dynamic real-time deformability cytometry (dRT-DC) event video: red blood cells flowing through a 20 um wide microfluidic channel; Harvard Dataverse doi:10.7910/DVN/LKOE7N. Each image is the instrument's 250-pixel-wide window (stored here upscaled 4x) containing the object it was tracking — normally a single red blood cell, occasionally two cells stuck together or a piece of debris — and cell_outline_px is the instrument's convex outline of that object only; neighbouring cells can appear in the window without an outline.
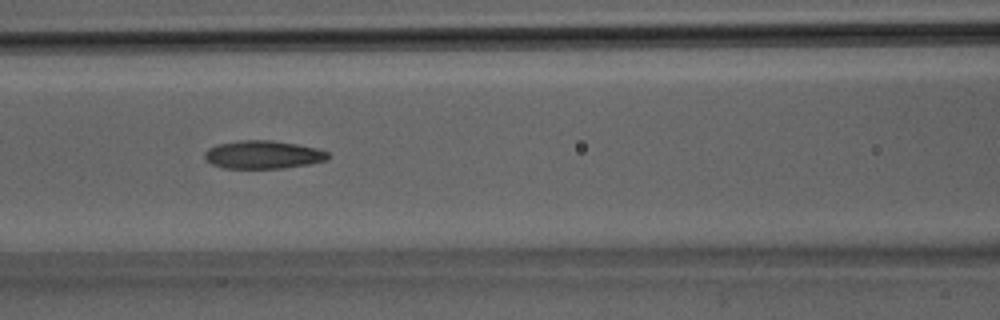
{"species": "Egyptian fruit bat (a non-hibernating species)", "species_latin": "Rousettus aegyptiacus", "temperature_condition": "room temperature", "stored_images_in_passage": 4, "camera_frame_rate_fps": 3000, "um_per_image_px": 0.085, "animal": {"sex": "male"}, "frame": {"image": 1, "passage_image": 4, "time_ms": 1.0, "image_size_px": [1000, 320], "cell_outline_px": [[332, 156], [328, 160], [308, 164], [284, 168], [224, 168], [212, 164], [204, 160], [204, 152], [208, 148], [216, 144], [240, 140], [272, 140], [296, 144], [316, 148], [328, 152]], "centroid_in_image_um": [22.35, 13.14], "position_along_channel_um": 144.3, "area_um2": 20.4}}